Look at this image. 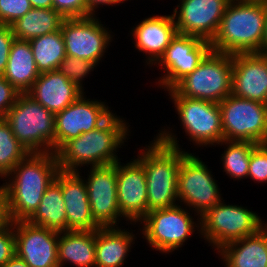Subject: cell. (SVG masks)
Masks as SVG:
<instances>
[{
    "label": "cell",
    "mask_w": 267,
    "mask_h": 267,
    "mask_svg": "<svg viewBox=\"0 0 267 267\" xmlns=\"http://www.w3.org/2000/svg\"><path fill=\"white\" fill-rule=\"evenodd\" d=\"M211 172L208 165L194 153L187 151L182 156L177 195L181 205L184 204L190 211L193 209L194 216L198 215L196 220L223 200L217 180Z\"/></svg>",
    "instance_id": "cell-9"
},
{
    "label": "cell",
    "mask_w": 267,
    "mask_h": 267,
    "mask_svg": "<svg viewBox=\"0 0 267 267\" xmlns=\"http://www.w3.org/2000/svg\"><path fill=\"white\" fill-rule=\"evenodd\" d=\"M89 168L84 180L93 220L100 228L119 227L121 218H126L121 214L117 200L116 163Z\"/></svg>",
    "instance_id": "cell-15"
},
{
    "label": "cell",
    "mask_w": 267,
    "mask_h": 267,
    "mask_svg": "<svg viewBox=\"0 0 267 267\" xmlns=\"http://www.w3.org/2000/svg\"><path fill=\"white\" fill-rule=\"evenodd\" d=\"M225 267H267V230L224 245L216 252Z\"/></svg>",
    "instance_id": "cell-23"
},
{
    "label": "cell",
    "mask_w": 267,
    "mask_h": 267,
    "mask_svg": "<svg viewBox=\"0 0 267 267\" xmlns=\"http://www.w3.org/2000/svg\"><path fill=\"white\" fill-rule=\"evenodd\" d=\"M29 223L58 232L67 231V217L61 186L54 180L46 189Z\"/></svg>",
    "instance_id": "cell-28"
},
{
    "label": "cell",
    "mask_w": 267,
    "mask_h": 267,
    "mask_svg": "<svg viewBox=\"0 0 267 267\" xmlns=\"http://www.w3.org/2000/svg\"><path fill=\"white\" fill-rule=\"evenodd\" d=\"M2 267H29V265L15 254Z\"/></svg>",
    "instance_id": "cell-41"
},
{
    "label": "cell",
    "mask_w": 267,
    "mask_h": 267,
    "mask_svg": "<svg viewBox=\"0 0 267 267\" xmlns=\"http://www.w3.org/2000/svg\"><path fill=\"white\" fill-rule=\"evenodd\" d=\"M267 52V2L265 3L264 37L262 40L261 54Z\"/></svg>",
    "instance_id": "cell-43"
},
{
    "label": "cell",
    "mask_w": 267,
    "mask_h": 267,
    "mask_svg": "<svg viewBox=\"0 0 267 267\" xmlns=\"http://www.w3.org/2000/svg\"><path fill=\"white\" fill-rule=\"evenodd\" d=\"M265 3L230 1L210 42L212 51L229 55L261 53Z\"/></svg>",
    "instance_id": "cell-4"
},
{
    "label": "cell",
    "mask_w": 267,
    "mask_h": 267,
    "mask_svg": "<svg viewBox=\"0 0 267 267\" xmlns=\"http://www.w3.org/2000/svg\"><path fill=\"white\" fill-rule=\"evenodd\" d=\"M179 1L172 14L177 32L211 42L230 0Z\"/></svg>",
    "instance_id": "cell-16"
},
{
    "label": "cell",
    "mask_w": 267,
    "mask_h": 267,
    "mask_svg": "<svg viewBox=\"0 0 267 267\" xmlns=\"http://www.w3.org/2000/svg\"><path fill=\"white\" fill-rule=\"evenodd\" d=\"M99 101L86 99L83 93L55 114L54 153L67 141L98 128L113 114L108 105Z\"/></svg>",
    "instance_id": "cell-14"
},
{
    "label": "cell",
    "mask_w": 267,
    "mask_h": 267,
    "mask_svg": "<svg viewBox=\"0 0 267 267\" xmlns=\"http://www.w3.org/2000/svg\"><path fill=\"white\" fill-rule=\"evenodd\" d=\"M39 74L29 41L15 38L2 76L20 93H26Z\"/></svg>",
    "instance_id": "cell-26"
},
{
    "label": "cell",
    "mask_w": 267,
    "mask_h": 267,
    "mask_svg": "<svg viewBox=\"0 0 267 267\" xmlns=\"http://www.w3.org/2000/svg\"><path fill=\"white\" fill-rule=\"evenodd\" d=\"M211 50L210 42L177 33L155 64L162 67L160 69L164 72V76L161 74L158 80V86L164 91L171 89L180 79L193 72Z\"/></svg>",
    "instance_id": "cell-13"
},
{
    "label": "cell",
    "mask_w": 267,
    "mask_h": 267,
    "mask_svg": "<svg viewBox=\"0 0 267 267\" xmlns=\"http://www.w3.org/2000/svg\"><path fill=\"white\" fill-rule=\"evenodd\" d=\"M4 119L30 153H54L55 114L21 93Z\"/></svg>",
    "instance_id": "cell-5"
},
{
    "label": "cell",
    "mask_w": 267,
    "mask_h": 267,
    "mask_svg": "<svg viewBox=\"0 0 267 267\" xmlns=\"http://www.w3.org/2000/svg\"><path fill=\"white\" fill-rule=\"evenodd\" d=\"M59 171L56 153H29L11 170L2 180L11 222L27 221L34 214Z\"/></svg>",
    "instance_id": "cell-2"
},
{
    "label": "cell",
    "mask_w": 267,
    "mask_h": 267,
    "mask_svg": "<svg viewBox=\"0 0 267 267\" xmlns=\"http://www.w3.org/2000/svg\"><path fill=\"white\" fill-rule=\"evenodd\" d=\"M99 17L67 18L61 32L65 42L66 56L85 59L100 64L114 35L99 21ZM111 31V32H110Z\"/></svg>",
    "instance_id": "cell-12"
},
{
    "label": "cell",
    "mask_w": 267,
    "mask_h": 267,
    "mask_svg": "<svg viewBox=\"0 0 267 267\" xmlns=\"http://www.w3.org/2000/svg\"><path fill=\"white\" fill-rule=\"evenodd\" d=\"M29 153L14 136L8 122L0 119V178L5 179Z\"/></svg>",
    "instance_id": "cell-31"
},
{
    "label": "cell",
    "mask_w": 267,
    "mask_h": 267,
    "mask_svg": "<svg viewBox=\"0 0 267 267\" xmlns=\"http://www.w3.org/2000/svg\"><path fill=\"white\" fill-rule=\"evenodd\" d=\"M31 9L29 0H0V24L11 25Z\"/></svg>",
    "instance_id": "cell-34"
},
{
    "label": "cell",
    "mask_w": 267,
    "mask_h": 267,
    "mask_svg": "<svg viewBox=\"0 0 267 267\" xmlns=\"http://www.w3.org/2000/svg\"><path fill=\"white\" fill-rule=\"evenodd\" d=\"M81 172L59 171L55 181L61 186L66 208L67 231L97 230L87 195V185Z\"/></svg>",
    "instance_id": "cell-20"
},
{
    "label": "cell",
    "mask_w": 267,
    "mask_h": 267,
    "mask_svg": "<svg viewBox=\"0 0 267 267\" xmlns=\"http://www.w3.org/2000/svg\"><path fill=\"white\" fill-rule=\"evenodd\" d=\"M87 3V17L88 16H95V10H97V8H100L101 5H107V6H113V5H117L119 6V4L121 3L119 0H86ZM100 5V7H99Z\"/></svg>",
    "instance_id": "cell-40"
},
{
    "label": "cell",
    "mask_w": 267,
    "mask_h": 267,
    "mask_svg": "<svg viewBox=\"0 0 267 267\" xmlns=\"http://www.w3.org/2000/svg\"><path fill=\"white\" fill-rule=\"evenodd\" d=\"M259 183H267V143L257 144L250 154L248 176Z\"/></svg>",
    "instance_id": "cell-33"
},
{
    "label": "cell",
    "mask_w": 267,
    "mask_h": 267,
    "mask_svg": "<svg viewBox=\"0 0 267 267\" xmlns=\"http://www.w3.org/2000/svg\"><path fill=\"white\" fill-rule=\"evenodd\" d=\"M121 3H124V1H128V0H119Z\"/></svg>",
    "instance_id": "cell-46"
},
{
    "label": "cell",
    "mask_w": 267,
    "mask_h": 267,
    "mask_svg": "<svg viewBox=\"0 0 267 267\" xmlns=\"http://www.w3.org/2000/svg\"><path fill=\"white\" fill-rule=\"evenodd\" d=\"M231 94L267 104V58L261 53L232 55Z\"/></svg>",
    "instance_id": "cell-19"
},
{
    "label": "cell",
    "mask_w": 267,
    "mask_h": 267,
    "mask_svg": "<svg viewBox=\"0 0 267 267\" xmlns=\"http://www.w3.org/2000/svg\"><path fill=\"white\" fill-rule=\"evenodd\" d=\"M167 130H159L152 143L141 150L139 148L136 158L143 165L146 175L148 212L172 207L179 202L178 173L186 151L180 148L176 134Z\"/></svg>",
    "instance_id": "cell-1"
},
{
    "label": "cell",
    "mask_w": 267,
    "mask_h": 267,
    "mask_svg": "<svg viewBox=\"0 0 267 267\" xmlns=\"http://www.w3.org/2000/svg\"><path fill=\"white\" fill-rule=\"evenodd\" d=\"M39 73L58 70L66 56L65 42L61 30L29 40Z\"/></svg>",
    "instance_id": "cell-29"
},
{
    "label": "cell",
    "mask_w": 267,
    "mask_h": 267,
    "mask_svg": "<svg viewBox=\"0 0 267 267\" xmlns=\"http://www.w3.org/2000/svg\"><path fill=\"white\" fill-rule=\"evenodd\" d=\"M14 39L11 26L0 24V75H3L5 72Z\"/></svg>",
    "instance_id": "cell-38"
},
{
    "label": "cell",
    "mask_w": 267,
    "mask_h": 267,
    "mask_svg": "<svg viewBox=\"0 0 267 267\" xmlns=\"http://www.w3.org/2000/svg\"><path fill=\"white\" fill-rule=\"evenodd\" d=\"M53 8L65 19L87 17L86 0H53Z\"/></svg>",
    "instance_id": "cell-35"
},
{
    "label": "cell",
    "mask_w": 267,
    "mask_h": 267,
    "mask_svg": "<svg viewBox=\"0 0 267 267\" xmlns=\"http://www.w3.org/2000/svg\"><path fill=\"white\" fill-rule=\"evenodd\" d=\"M134 47L139 52L145 53L149 67L155 65L164 55L171 40L176 36L177 29L171 15H155L140 21L131 32Z\"/></svg>",
    "instance_id": "cell-21"
},
{
    "label": "cell",
    "mask_w": 267,
    "mask_h": 267,
    "mask_svg": "<svg viewBox=\"0 0 267 267\" xmlns=\"http://www.w3.org/2000/svg\"><path fill=\"white\" fill-rule=\"evenodd\" d=\"M7 207V193L4 184L0 186V228L10 223Z\"/></svg>",
    "instance_id": "cell-39"
},
{
    "label": "cell",
    "mask_w": 267,
    "mask_h": 267,
    "mask_svg": "<svg viewBox=\"0 0 267 267\" xmlns=\"http://www.w3.org/2000/svg\"><path fill=\"white\" fill-rule=\"evenodd\" d=\"M62 235V236H61ZM96 230L62 231L57 242L58 265L95 267Z\"/></svg>",
    "instance_id": "cell-25"
},
{
    "label": "cell",
    "mask_w": 267,
    "mask_h": 267,
    "mask_svg": "<svg viewBox=\"0 0 267 267\" xmlns=\"http://www.w3.org/2000/svg\"><path fill=\"white\" fill-rule=\"evenodd\" d=\"M174 104L180 126L190 142L197 147L216 146L222 140L223 129L219 104L196 98L177 95L167 90Z\"/></svg>",
    "instance_id": "cell-10"
},
{
    "label": "cell",
    "mask_w": 267,
    "mask_h": 267,
    "mask_svg": "<svg viewBox=\"0 0 267 267\" xmlns=\"http://www.w3.org/2000/svg\"><path fill=\"white\" fill-rule=\"evenodd\" d=\"M226 145V150L221 154L223 171L230 179H247L250 154L257 145L247 141H229L222 140L218 146Z\"/></svg>",
    "instance_id": "cell-30"
},
{
    "label": "cell",
    "mask_w": 267,
    "mask_h": 267,
    "mask_svg": "<svg viewBox=\"0 0 267 267\" xmlns=\"http://www.w3.org/2000/svg\"><path fill=\"white\" fill-rule=\"evenodd\" d=\"M232 2H257V3H266L267 0H230Z\"/></svg>",
    "instance_id": "cell-44"
},
{
    "label": "cell",
    "mask_w": 267,
    "mask_h": 267,
    "mask_svg": "<svg viewBox=\"0 0 267 267\" xmlns=\"http://www.w3.org/2000/svg\"><path fill=\"white\" fill-rule=\"evenodd\" d=\"M15 255L14 222L0 228V267Z\"/></svg>",
    "instance_id": "cell-36"
},
{
    "label": "cell",
    "mask_w": 267,
    "mask_h": 267,
    "mask_svg": "<svg viewBox=\"0 0 267 267\" xmlns=\"http://www.w3.org/2000/svg\"><path fill=\"white\" fill-rule=\"evenodd\" d=\"M122 227H106L96 230L95 267H122L135 244V234ZM133 233V234H132Z\"/></svg>",
    "instance_id": "cell-24"
},
{
    "label": "cell",
    "mask_w": 267,
    "mask_h": 267,
    "mask_svg": "<svg viewBox=\"0 0 267 267\" xmlns=\"http://www.w3.org/2000/svg\"><path fill=\"white\" fill-rule=\"evenodd\" d=\"M219 107L224 140L267 143V104L230 94Z\"/></svg>",
    "instance_id": "cell-11"
},
{
    "label": "cell",
    "mask_w": 267,
    "mask_h": 267,
    "mask_svg": "<svg viewBox=\"0 0 267 267\" xmlns=\"http://www.w3.org/2000/svg\"><path fill=\"white\" fill-rule=\"evenodd\" d=\"M187 209L177 204L149 211L139 221L143 225L142 229H139L143 239L152 249L162 254H169L181 248L196 229L197 233H200V219L194 222Z\"/></svg>",
    "instance_id": "cell-7"
},
{
    "label": "cell",
    "mask_w": 267,
    "mask_h": 267,
    "mask_svg": "<svg viewBox=\"0 0 267 267\" xmlns=\"http://www.w3.org/2000/svg\"><path fill=\"white\" fill-rule=\"evenodd\" d=\"M20 94L14 86L0 75V119L5 117Z\"/></svg>",
    "instance_id": "cell-37"
},
{
    "label": "cell",
    "mask_w": 267,
    "mask_h": 267,
    "mask_svg": "<svg viewBox=\"0 0 267 267\" xmlns=\"http://www.w3.org/2000/svg\"><path fill=\"white\" fill-rule=\"evenodd\" d=\"M263 227L267 230V223L265 224V223H263Z\"/></svg>",
    "instance_id": "cell-45"
},
{
    "label": "cell",
    "mask_w": 267,
    "mask_h": 267,
    "mask_svg": "<svg viewBox=\"0 0 267 267\" xmlns=\"http://www.w3.org/2000/svg\"><path fill=\"white\" fill-rule=\"evenodd\" d=\"M32 8H53V0H29Z\"/></svg>",
    "instance_id": "cell-42"
},
{
    "label": "cell",
    "mask_w": 267,
    "mask_h": 267,
    "mask_svg": "<svg viewBox=\"0 0 267 267\" xmlns=\"http://www.w3.org/2000/svg\"><path fill=\"white\" fill-rule=\"evenodd\" d=\"M15 254L29 267H59V232L28 221L14 222Z\"/></svg>",
    "instance_id": "cell-17"
},
{
    "label": "cell",
    "mask_w": 267,
    "mask_h": 267,
    "mask_svg": "<svg viewBox=\"0 0 267 267\" xmlns=\"http://www.w3.org/2000/svg\"><path fill=\"white\" fill-rule=\"evenodd\" d=\"M263 55L267 58V52L263 53Z\"/></svg>",
    "instance_id": "cell-47"
},
{
    "label": "cell",
    "mask_w": 267,
    "mask_h": 267,
    "mask_svg": "<svg viewBox=\"0 0 267 267\" xmlns=\"http://www.w3.org/2000/svg\"><path fill=\"white\" fill-rule=\"evenodd\" d=\"M232 55L210 51L199 66L171 89L180 96L219 104L231 94Z\"/></svg>",
    "instance_id": "cell-6"
},
{
    "label": "cell",
    "mask_w": 267,
    "mask_h": 267,
    "mask_svg": "<svg viewBox=\"0 0 267 267\" xmlns=\"http://www.w3.org/2000/svg\"><path fill=\"white\" fill-rule=\"evenodd\" d=\"M221 201L200 216L201 237L218 251L224 245L255 234L263 227L261 217L247 207Z\"/></svg>",
    "instance_id": "cell-8"
},
{
    "label": "cell",
    "mask_w": 267,
    "mask_h": 267,
    "mask_svg": "<svg viewBox=\"0 0 267 267\" xmlns=\"http://www.w3.org/2000/svg\"><path fill=\"white\" fill-rule=\"evenodd\" d=\"M97 66L99 65L85 59L65 56L59 65L58 71L84 92L83 80Z\"/></svg>",
    "instance_id": "cell-32"
},
{
    "label": "cell",
    "mask_w": 267,
    "mask_h": 267,
    "mask_svg": "<svg viewBox=\"0 0 267 267\" xmlns=\"http://www.w3.org/2000/svg\"><path fill=\"white\" fill-rule=\"evenodd\" d=\"M83 93L85 92L58 70L40 73L26 92L33 100L54 114L71 105Z\"/></svg>",
    "instance_id": "cell-22"
},
{
    "label": "cell",
    "mask_w": 267,
    "mask_h": 267,
    "mask_svg": "<svg viewBox=\"0 0 267 267\" xmlns=\"http://www.w3.org/2000/svg\"><path fill=\"white\" fill-rule=\"evenodd\" d=\"M131 160L116 162L117 200L121 214L134 225L148 213V199L143 165Z\"/></svg>",
    "instance_id": "cell-18"
},
{
    "label": "cell",
    "mask_w": 267,
    "mask_h": 267,
    "mask_svg": "<svg viewBox=\"0 0 267 267\" xmlns=\"http://www.w3.org/2000/svg\"><path fill=\"white\" fill-rule=\"evenodd\" d=\"M64 20L65 18L54 8H32L10 26L16 39L29 41L60 31Z\"/></svg>",
    "instance_id": "cell-27"
},
{
    "label": "cell",
    "mask_w": 267,
    "mask_h": 267,
    "mask_svg": "<svg viewBox=\"0 0 267 267\" xmlns=\"http://www.w3.org/2000/svg\"><path fill=\"white\" fill-rule=\"evenodd\" d=\"M123 119L113 113L98 128L67 141L56 152L60 170L78 172L85 165L103 166L121 160L116 152L130 136V125Z\"/></svg>",
    "instance_id": "cell-3"
}]
</instances>
